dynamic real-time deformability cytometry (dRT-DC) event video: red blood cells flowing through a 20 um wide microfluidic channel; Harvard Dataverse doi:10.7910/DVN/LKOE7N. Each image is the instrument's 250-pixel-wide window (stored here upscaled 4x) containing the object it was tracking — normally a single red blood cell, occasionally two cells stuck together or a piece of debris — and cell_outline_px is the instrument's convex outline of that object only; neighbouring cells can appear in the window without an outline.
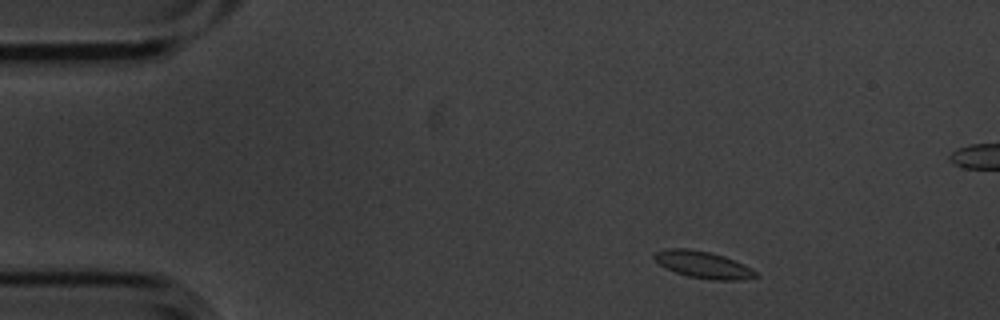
{"species": "common noctule bat (a hibernating species)", "species_latin": "Nyctalus noctula", "temperature_condition": "cold", "stored_images_in_passage": 14, "camera_frame_rate_fps": 3000, "um_per_image_px": 0.085, "animal": {"sex": "male", "body_mass_g": 20.1, "forearm_length_mm": 53.5}, "frame": {"image": 1, "passage_image": 1, "time_ms": 0.0, "image_size_px": [1000, 320], "cell_outline_px": [[760, 276], [736, 280], [712, 280], [688, 276], [664, 268], [652, 256], [652, 252], [668, 248], [688, 248], [708, 252], [724, 256], [744, 264], [752, 268]], "centroid_in_image_um": [59.74, 22.49], "position_along_channel_um": 25.3, "area_um2": 15.95}}
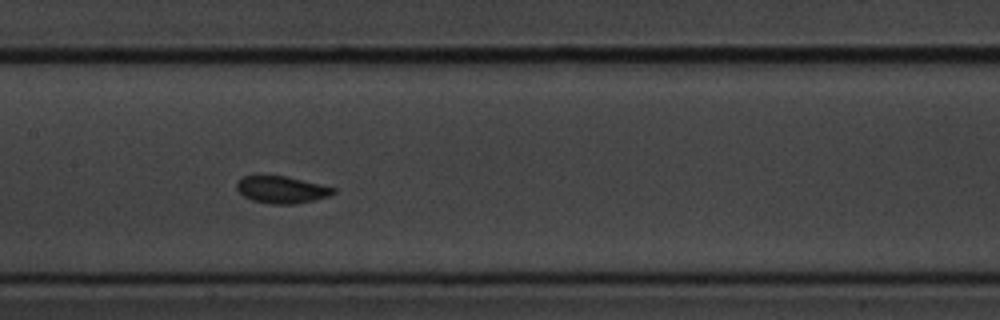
{"frame": {"image": 2, "passage_image": 6, "time_ms": 1.667, "image_size_px": [1000, 320], "cell_outline_px": [[336, 192], [332, 196], [292, 204], [272, 204], [252, 200], [244, 196], [236, 188], [236, 180], [244, 176], [284, 176], [336, 188]], "centroid_in_image_um": [23.94, 16.12], "position_along_channel_um": 183.5, "area_um2": 15.09}}
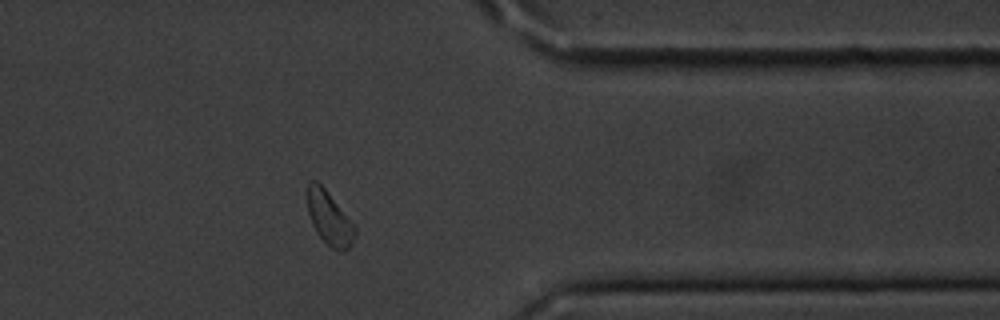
{"frame": {"image": 3, "passage_image": 11, "time_ms": 3.333, "image_size_px": [1000, 320], "cell_outline_px": [[356, 236], [352, 244], [344, 252], [340, 252], [332, 248], [316, 232], [312, 224], [308, 212], [308, 184], [312, 180], [316, 180], [324, 188], [356, 224]], "centroid_in_image_um": [28.05, 18.58], "position_along_channel_um": 383.4, "area_um2": 14.91}}